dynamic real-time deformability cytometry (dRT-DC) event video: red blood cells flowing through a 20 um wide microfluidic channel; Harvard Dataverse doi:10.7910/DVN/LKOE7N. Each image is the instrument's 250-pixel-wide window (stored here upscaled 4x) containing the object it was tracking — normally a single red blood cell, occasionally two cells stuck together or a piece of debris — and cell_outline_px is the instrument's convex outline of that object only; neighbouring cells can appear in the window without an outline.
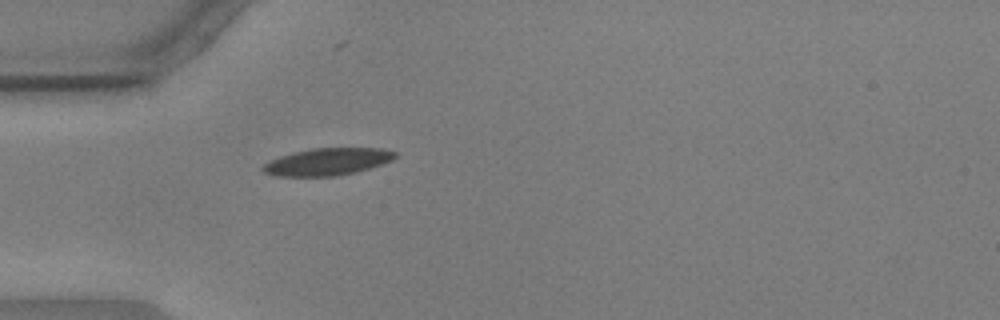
{"species": "common noctule bat (a hibernating species)", "species_latin": "Nyctalus noctula", "temperature_condition": "warm", "stored_images_in_passage": 28, "camera_frame_rate_fps": 3000, "um_per_image_px": 0.085, "animal": {"sex": "male", "body_mass_g": 17.9, "forearm_length_mm": 54.2}, "frame": {"image": 1, "passage_image": 1, "time_ms": 0.0, "image_size_px": [1000, 320], "cell_outline_px": [[396, 156], [392, 160], [356, 172], [336, 176], [276, 176], [264, 172], [260, 168], [268, 160], [292, 152], [312, 148], [384, 148], [396, 152]], "centroid_in_image_um": [27.79, 13.74], "position_along_channel_um": 57.2, "area_um2": 20.98}}
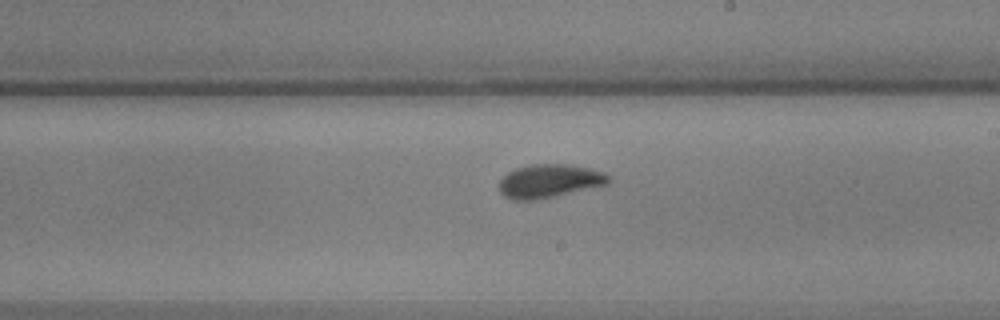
{"frame": {"image": 2, "passage_image": 17, "time_ms": 5.333, "image_size_px": [1000, 320], "cell_outline_px": [[608, 184], [536, 200], [512, 200], [504, 196], [496, 188], [496, 184], [508, 172], [516, 168], [532, 164], [568, 164], [588, 168], [604, 172], [608, 176]], "centroid_in_image_um": [46.62, 15.39], "position_along_channel_um": 242.4, "area_um2": 21.33}}
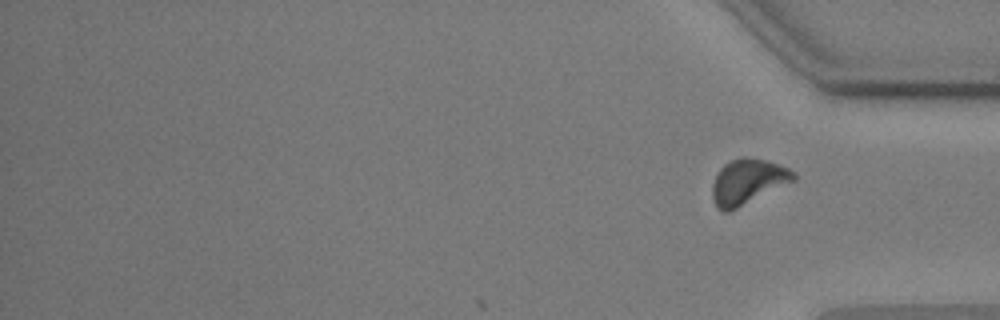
{"frame": {"image": 3, "passage_image": 28, "time_ms": 9.0, "image_size_px": [1000, 320], "cell_outline_px": [[796, 180], [728, 212], [724, 212], [716, 204], [712, 196], [712, 184], [720, 168], [724, 164], [732, 160], [744, 156], [764, 160], [788, 168], [796, 172]], "centroid_in_image_um": [63.57, 15.43], "position_along_channel_um": 371.6, "area_um2": 21.1}, "authors_computed_cell_mechanics": {"area_um2": 20.7502, "velocity_mm_per_s": 3.566, "shape_relaxation_time_tau1_ms": 3.2393, "shape_relaxation_time_tau2_ms": 1.1027, "deformation_change_tau1": 0.1518, "deformation_change_tau2": 0.0721}}